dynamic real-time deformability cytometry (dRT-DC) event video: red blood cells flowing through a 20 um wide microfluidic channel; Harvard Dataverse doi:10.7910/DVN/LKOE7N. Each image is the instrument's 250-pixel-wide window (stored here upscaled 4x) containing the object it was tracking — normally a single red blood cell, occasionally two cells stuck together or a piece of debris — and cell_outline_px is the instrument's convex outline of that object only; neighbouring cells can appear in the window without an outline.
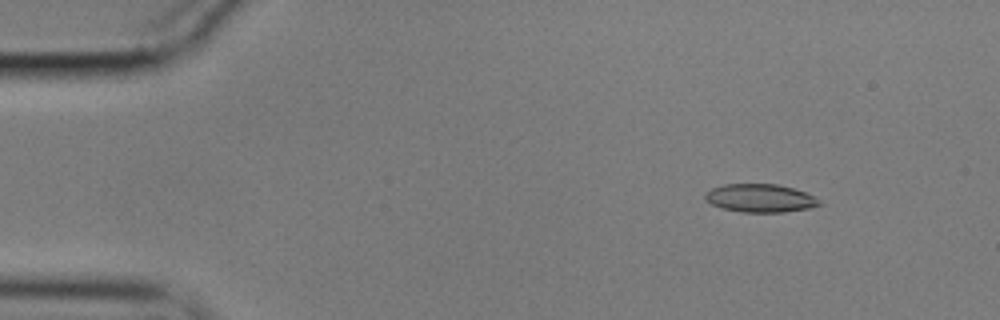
{"species": "common noctule bat (a hibernating species)", "species_latin": "Nyctalus noctula", "temperature_condition": "cold", "stored_images_in_passage": 51, "camera_frame_rate_fps": 3000, "um_per_image_px": 0.085, "animal": {"sex": "male", "body_mass_g": 17.9}, "frame": {"image": 1, "passage_image": 3, "time_ms": 0.667, "image_size_px": [1000, 320], "cell_outline_px": [[824, 204], [808, 208], [784, 212], [740, 212], [720, 208], [704, 200], [704, 192], [712, 188], [724, 184], [776, 184], [792, 188], [804, 192], [812, 196]], "centroid_in_image_um": [64.55, 16.84], "position_along_channel_um": 20.4, "area_um2": 18.79}}
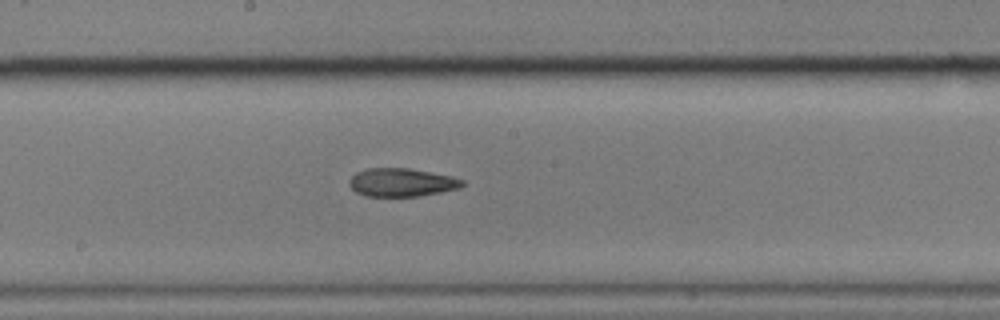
{"frame": {"image": 2, "passage_image": 26, "time_ms": 8.333, "image_size_px": [1000, 320], "cell_outline_px": [[464, 184], [460, 188], [420, 196], [364, 196], [356, 192], [348, 184], [348, 180], [356, 172], [368, 168], [408, 168], [452, 176], [464, 180]], "centroid_in_image_um": [34.13, 15.5], "position_along_channel_um": 214.1, "area_um2": 18.67}}
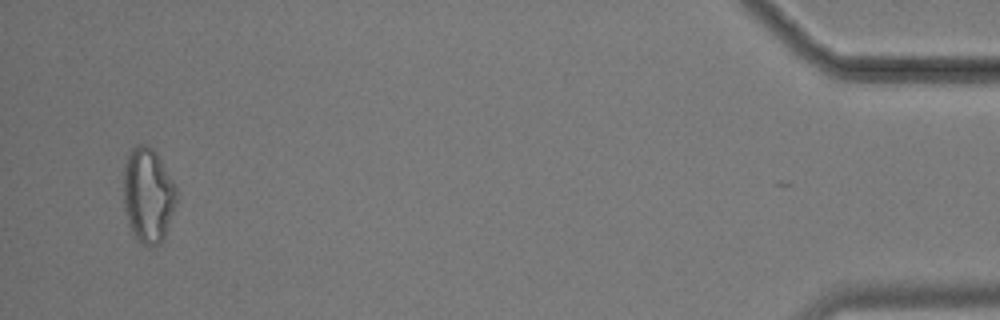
{"frame": {"image": 3, "passage_image": 50, "time_ms": 16.333, "image_size_px": [1000, 320], "cell_outline_px": [[176, 204], [164, 240], [160, 244], [144, 244], [136, 240], [132, 232], [124, 208], [124, 164], [128, 152], [132, 148], [140, 144], [148, 144], [156, 152], [172, 180], [176, 188]], "centroid_in_image_um": [12.58, 16.58], "position_along_channel_um": 422.6, "area_um2": 29.25}, "authors_computed_cell_mechanics": {"area_um2": 19.5364, "velocity_mm_per_s": 3.5928, "shape_relaxation_time_tau1_ms": 7.4178, "shape_relaxation_time_tau2_ms": 3.6716, "deformation_change_tau1": 0.191, "deformation_change_tau2": 0.1165}}